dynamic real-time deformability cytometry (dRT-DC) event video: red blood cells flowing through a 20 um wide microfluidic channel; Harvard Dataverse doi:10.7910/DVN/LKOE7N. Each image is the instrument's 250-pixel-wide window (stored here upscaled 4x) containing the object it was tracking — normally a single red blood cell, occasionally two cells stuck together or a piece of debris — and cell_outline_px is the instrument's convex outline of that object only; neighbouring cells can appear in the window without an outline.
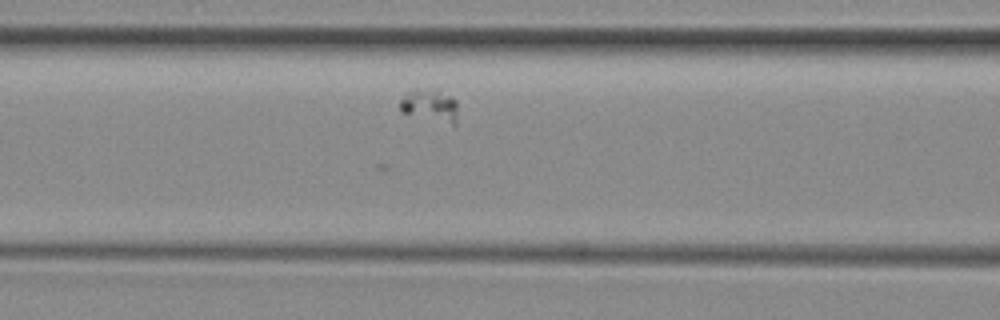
{"species": "common noctule bat (a hibernating species)", "species_latin": "Nyctalus noctula", "temperature_condition": "room temperature", "stored_images_in_passage": 12, "camera_frame_rate_fps": 3000, "um_per_image_px": 0.085, "animal": {"sex": "female", "body_mass_g": 29.2, "forearm_length_mm": 56.3}, "frame": {"image": 1, "passage_image": 7, "time_ms": 2.0, "image_size_px": [1000, 320], "cell_outline_px": [[456, 124], [452, 124], [400, 112], [400, 100], [408, 92], [416, 88], [436, 92], [452, 96], [456, 100]], "centroid_in_image_um": [36.52, 8.97], "position_along_channel_um": 130.1, "area_um2": 10.46}}